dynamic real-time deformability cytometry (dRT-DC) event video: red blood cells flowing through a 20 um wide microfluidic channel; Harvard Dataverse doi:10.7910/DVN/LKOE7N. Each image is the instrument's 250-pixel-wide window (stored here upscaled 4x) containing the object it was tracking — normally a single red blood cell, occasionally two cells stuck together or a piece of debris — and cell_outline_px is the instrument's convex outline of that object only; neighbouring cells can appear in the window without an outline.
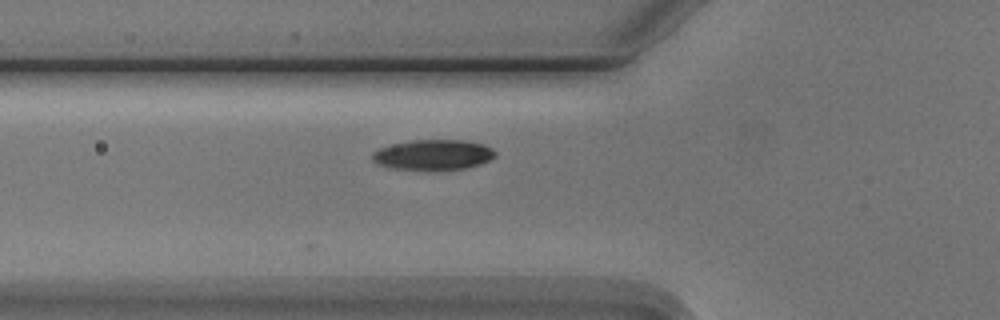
{"species": "Egyptian fruit bat (a non-hibernating species)", "species_latin": "Rousettus aegyptiacus", "temperature_condition": "cold", "stored_images_in_passage": 2, "camera_frame_rate_fps": 3000, "um_per_image_px": 0.085, "animal": {"sex": "male"}, "frame": {"image": 1, "passage_image": 2, "time_ms": 1.333, "image_size_px": [1000, 320], "cell_outline_px": [[496, 156], [480, 164], [464, 168], [428, 172], [388, 168], [376, 164], [372, 160], [372, 152], [376, 148], [392, 144], [412, 140], [464, 140], [484, 144], [492, 148], [496, 152]], "centroid_in_image_um": [36.76, 13.18], "position_along_channel_um": 89.0, "area_um2": 22.48}}